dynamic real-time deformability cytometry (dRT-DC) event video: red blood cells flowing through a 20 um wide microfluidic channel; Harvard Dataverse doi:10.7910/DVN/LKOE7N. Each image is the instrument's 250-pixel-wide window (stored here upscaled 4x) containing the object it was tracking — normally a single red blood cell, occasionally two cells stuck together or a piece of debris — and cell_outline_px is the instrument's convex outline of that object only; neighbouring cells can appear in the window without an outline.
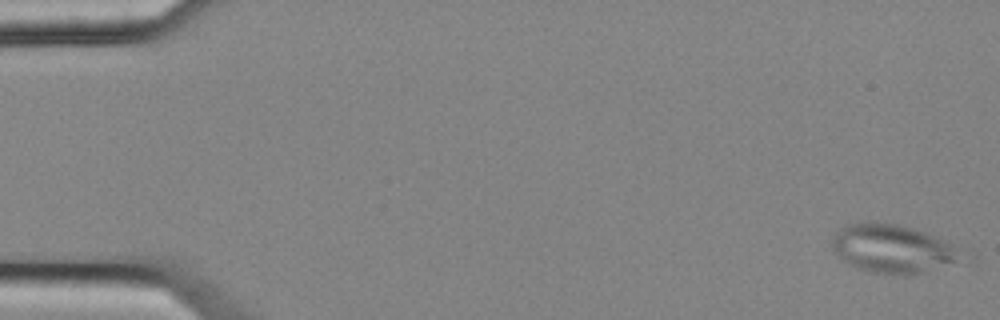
{"species": "common noctule bat (a hibernating species)", "species_latin": "Nyctalus noctula", "temperature_condition": "cold", "stored_images_in_passage": 10, "camera_frame_rate_fps": 3000, "um_per_image_px": 0.085, "animal": {"sex": "female", "body_mass_g": 25.1}, "frame": {"image": 1, "passage_image": 1, "time_ms": 0.0, "image_size_px": [1000, 320], "cell_outline_px": [[976, 260], [972, 264], [908, 276], [904, 276], [872, 272], [856, 268], [844, 260], [832, 248], [832, 236], [840, 228], [848, 224], [876, 220], [896, 224], [912, 228], [972, 248], [976, 256]], "centroid_in_image_um": [76.31, 21.19], "position_along_channel_um": 8.7, "area_um2": 39.82}}